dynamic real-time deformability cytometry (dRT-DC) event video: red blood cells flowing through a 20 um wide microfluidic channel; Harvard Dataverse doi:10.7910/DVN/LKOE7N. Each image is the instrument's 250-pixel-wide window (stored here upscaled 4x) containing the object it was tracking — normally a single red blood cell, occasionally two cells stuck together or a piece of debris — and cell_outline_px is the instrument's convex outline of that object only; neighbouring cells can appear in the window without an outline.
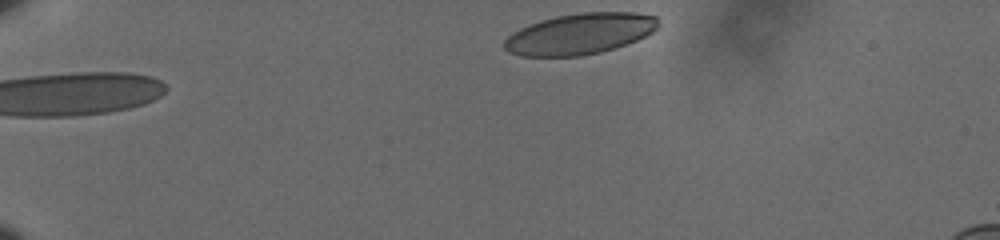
{"species": "human", "species_latin": "Homo sapiens", "temperature_condition": "cold", "stored_images_in_passage": 41, "camera_frame_rate_fps": 3000, "um_per_image_px": 0.085, "donor": {"sex": "male"}, "frame": {"image": 1, "passage_image": 1, "time_ms": 0.0, "image_size_px": [1000, 240], "cell_outline_px": [[656, 28], [652, 32], [636, 40], [600, 52], [580, 56], [524, 56], [508, 52], [504, 48], [504, 40], [512, 32], [528, 24], [540, 20], [556, 16], [584, 12], [632, 12], [656, 16]], "centroid_in_image_um": [49.23, 2.87], "position_along_channel_um": 35.8, "area_um2": 36.41}}
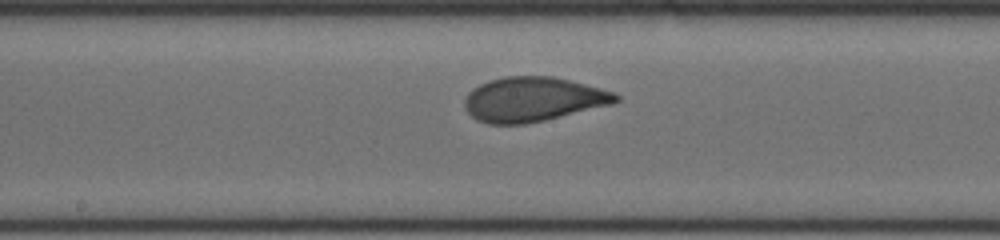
{"frame": {"image": 2, "passage_image": 22, "time_ms": 7.0, "image_size_px": [1000, 240], "cell_outline_px": [[620, 100], [612, 104], [544, 120], [524, 124], [488, 124], [472, 116], [468, 112], [464, 104], [464, 100], [468, 92], [472, 88], [480, 84], [504, 76], [552, 76], [616, 92], [620, 96]], "centroid_in_image_um": [45.31, 8.44], "position_along_channel_um": 202.9, "area_um2": 38.96}}
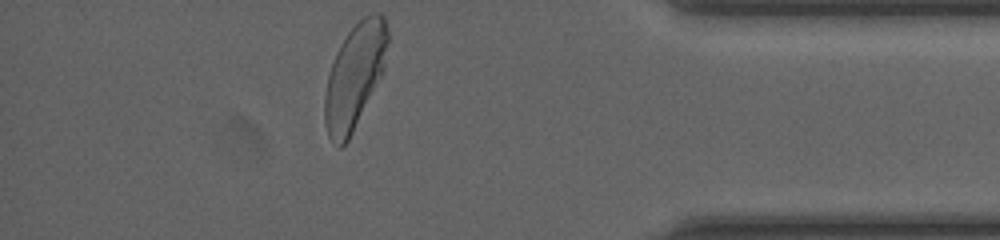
{"frame": {"image": 3, "passage_image": 41, "time_ms": 13.333, "image_size_px": [1000, 240], "cell_outline_px": [[388, 40], [384, 68], [348, 140], [340, 148], [336, 148], [328, 136], [324, 124], [324, 96], [328, 76], [336, 52], [340, 44], [348, 32], [364, 16], [372, 12], [380, 12], [384, 16], [388, 28]], "centroid_in_image_um": [30.13, 6.45], "position_along_channel_um": 405.1, "area_um2": 38.09}, "authors_computed_cell_mechanics": {"area_um2": 38.5526, "velocity_mm_per_s": 3.5839, "shape_relaxation_time_tau1_ms": 3.8565, "shape_relaxation_time_tau2_ms": null, "deformation_change_tau1": 0.1367, "deformation_change_tau2": null}}